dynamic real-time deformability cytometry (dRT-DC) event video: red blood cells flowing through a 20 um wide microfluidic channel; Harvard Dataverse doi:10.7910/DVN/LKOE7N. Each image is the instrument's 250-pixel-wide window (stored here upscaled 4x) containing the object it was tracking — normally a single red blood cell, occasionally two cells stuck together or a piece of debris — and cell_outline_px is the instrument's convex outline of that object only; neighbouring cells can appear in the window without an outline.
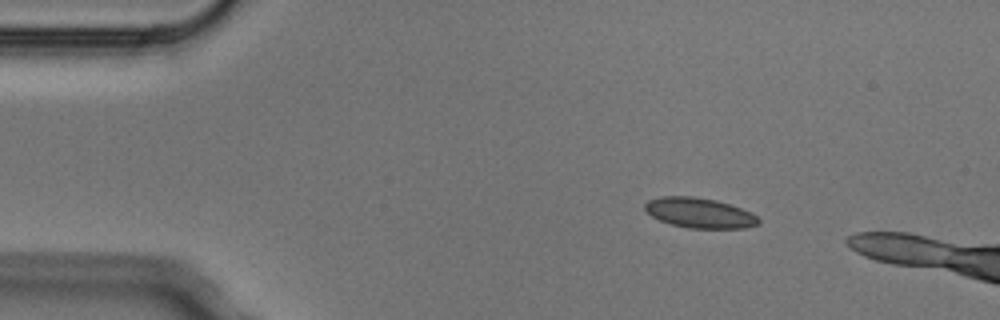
{"species": "Egyptian fruit bat (a non-hibernating species)", "species_latin": "Rousettus aegyptiacus", "temperature_condition": "cold", "stored_images_in_passage": 4, "camera_frame_rate_fps": 3000, "um_per_image_px": 0.085, "animal": {"sex": "male"}, "frame": {"image": 1, "passage_image": 2, "time_ms": 0.333, "image_size_px": [1000, 320], "cell_outline_px": [[760, 224], [744, 228], [688, 228], [672, 224], [660, 220], [652, 216], [644, 208], [644, 204], [648, 200], [660, 196], [692, 196], [716, 200], [752, 212], [760, 220]], "centroid_in_image_um": [59.46, 18.09], "position_along_channel_um": 25.5, "area_um2": 19.88}}